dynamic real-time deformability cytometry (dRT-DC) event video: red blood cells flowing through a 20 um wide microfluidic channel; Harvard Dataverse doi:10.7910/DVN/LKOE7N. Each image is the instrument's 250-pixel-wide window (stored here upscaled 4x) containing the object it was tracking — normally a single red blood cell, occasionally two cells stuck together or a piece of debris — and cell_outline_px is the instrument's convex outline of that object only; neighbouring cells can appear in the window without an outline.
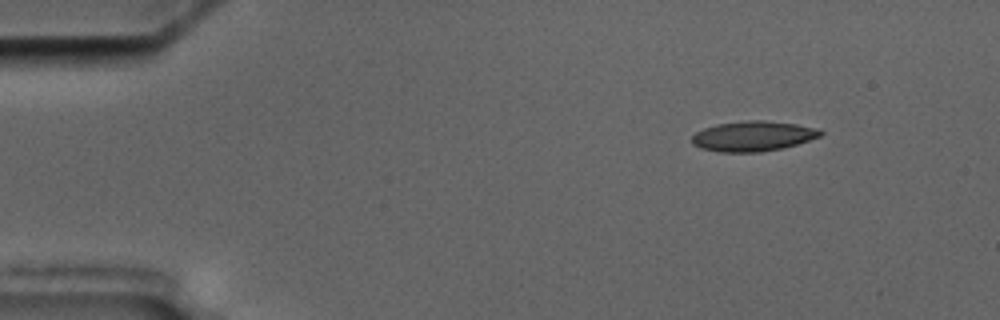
{"species": "common noctule bat (a hibernating species)", "species_latin": "Nyctalus noctula", "temperature_condition": "cold", "stored_images_in_passage": 4, "camera_frame_rate_fps": 3000, "um_per_image_px": 0.085, "animal": {"sex": "male", "body_mass_g": 17.5, "forearm_length_mm": 52.3}, "frame": {"image": 1, "passage_image": 1, "time_ms": 0.0, "image_size_px": [1000, 320], "cell_outline_px": [[824, 132], [820, 136], [796, 144], [780, 148], [760, 152], [720, 152], [700, 148], [692, 144], [692, 136], [696, 132], [704, 128], [716, 124], [748, 120], [764, 120], [796, 124], [820, 128]], "centroid_in_image_um": [64.0, 11.56], "position_along_channel_um": 21.0, "area_um2": 22.54}}
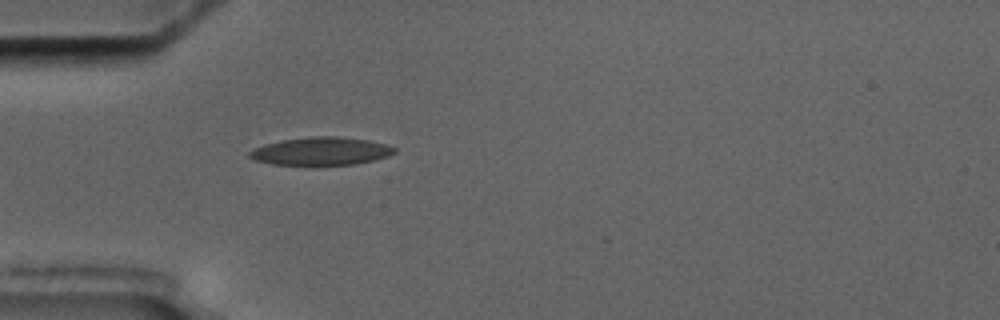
{"frame": {"image": 2, "passage_image": 4, "time_ms": 3.333, "image_size_px": [1000, 320], "cell_outline_px": [[396, 152], [388, 156], [356, 164], [272, 164], [256, 160], [248, 156], [248, 152], [264, 144], [280, 140], [312, 136], [336, 136], [368, 140], [388, 144], [396, 148]], "centroid_in_image_um": [27.31, 12.83], "position_along_channel_um": 57.7, "area_um2": 23.41}}